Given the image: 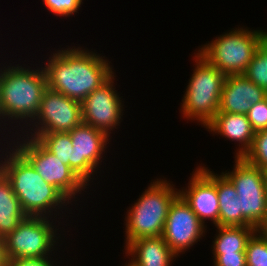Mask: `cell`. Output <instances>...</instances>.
<instances>
[{"label": "cell", "instance_id": "obj_33", "mask_svg": "<svg viewBox=\"0 0 267 266\" xmlns=\"http://www.w3.org/2000/svg\"><path fill=\"white\" fill-rule=\"evenodd\" d=\"M123 266H136L133 262H131L130 260H128V262L126 261L125 265Z\"/></svg>", "mask_w": 267, "mask_h": 266}, {"label": "cell", "instance_id": "obj_1", "mask_svg": "<svg viewBox=\"0 0 267 266\" xmlns=\"http://www.w3.org/2000/svg\"><path fill=\"white\" fill-rule=\"evenodd\" d=\"M51 51L44 63L47 85L52 90L82 102L115 72L110 61L98 52L79 45ZM96 52V53H95Z\"/></svg>", "mask_w": 267, "mask_h": 266}, {"label": "cell", "instance_id": "obj_13", "mask_svg": "<svg viewBox=\"0 0 267 266\" xmlns=\"http://www.w3.org/2000/svg\"><path fill=\"white\" fill-rule=\"evenodd\" d=\"M206 233L207 226L179 194L168 211L162 234L164 241L178 258L205 237Z\"/></svg>", "mask_w": 267, "mask_h": 266}, {"label": "cell", "instance_id": "obj_9", "mask_svg": "<svg viewBox=\"0 0 267 266\" xmlns=\"http://www.w3.org/2000/svg\"><path fill=\"white\" fill-rule=\"evenodd\" d=\"M234 159L233 170L222 173L232 182L240 199L242 226L258 229L267 217V187L262 170L243 158Z\"/></svg>", "mask_w": 267, "mask_h": 266}, {"label": "cell", "instance_id": "obj_2", "mask_svg": "<svg viewBox=\"0 0 267 266\" xmlns=\"http://www.w3.org/2000/svg\"><path fill=\"white\" fill-rule=\"evenodd\" d=\"M6 63L5 66L0 63L3 65L0 67V128L13 135L22 132L34 120L48 85L43 64H35L39 65L35 68L34 64L30 67L28 64Z\"/></svg>", "mask_w": 267, "mask_h": 266}, {"label": "cell", "instance_id": "obj_11", "mask_svg": "<svg viewBox=\"0 0 267 266\" xmlns=\"http://www.w3.org/2000/svg\"><path fill=\"white\" fill-rule=\"evenodd\" d=\"M114 81L115 73L81 102L83 123L106 133L109 137L114 133L112 131L118 129L125 115L124 101L115 90Z\"/></svg>", "mask_w": 267, "mask_h": 266}, {"label": "cell", "instance_id": "obj_19", "mask_svg": "<svg viewBox=\"0 0 267 266\" xmlns=\"http://www.w3.org/2000/svg\"><path fill=\"white\" fill-rule=\"evenodd\" d=\"M216 191L219 199V226H242L240 199L232 182L216 173Z\"/></svg>", "mask_w": 267, "mask_h": 266}, {"label": "cell", "instance_id": "obj_27", "mask_svg": "<svg viewBox=\"0 0 267 266\" xmlns=\"http://www.w3.org/2000/svg\"><path fill=\"white\" fill-rule=\"evenodd\" d=\"M213 266H246L245 253L213 254Z\"/></svg>", "mask_w": 267, "mask_h": 266}, {"label": "cell", "instance_id": "obj_23", "mask_svg": "<svg viewBox=\"0 0 267 266\" xmlns=\"http://www.w3.org/2000/svg\"><path fill=\"white\" fill-rule=\"evenodd\" d=\"M246 266H267V238L258 230L246 245Z\"/></svg>", "mask_w": 267, "mask_h": 266}, {"label": "cell", "instance_id": "obj_29", "mask_svg": "<svg viewBox=\"0 0 267 266\" xmlns=\"http://www.w3.org/2000/svg\"><path fill=\"white\" fill-rule=\"evenodd\" d=\"M6 260L4 258V246H3V238L0 237V266H5Z\"/></svg>", "mask_w": 267, "mask_h": 266}, {"label": "cell", "instance_id": "obj_32", "mask_svg": "<svg viewBox=\"0 0 267 266\" xmlns=\"http://www.w3.org/2000/svg\"><path fill=\"white\" fill-rule=\"evenodd\" d=\"M2 133V134H1ZM8 133H4V132H2V130L0 129V135H5V137L4 136H1V139H0V141L3 139V142L5 141V138H6V140L8 139V136H10V135H7ZM2 137H4V138H2Z\"/></svg>", "mask_w": 267, "mask_h": 266}, {"label": "cell", "instance_id": "obj_6", "mask_svg": "<svg viewBox=\"0 0 267 266\" xmlns=\"http://www.w3.org/2000/svg\"><path fill=\"white\" fill-rule=\"evenodd\" d=\"M247 28H232L195 51L225 76L243 75L259 44L267 36L262 28Z\"/></svg>", "mask_w": 267, "mask_h": 266}, {"label": "cell", "instance_id": "obj_17", "mask_svg": "<svg viewBox=\"0 0 267 266\" xmlns=\"http://www.w3.org/2000/svg\"><path fill=\"white\" fill-rule=\"evenodd\" d=\"M124 249V257L136 266H171L177 257L162 236L138 238Z\"/></svg>", "mask_w": 267, "mask_h": 266}, {"label": "cell", "instance_id": "obj_15", "mask_svg": "<svg viewBox=\"0 0 267 266\" xmlns=\"http://www.w3.org/2000/svg\"><path fill=\"white\" fill-rule=\"evenodd\" d=\"M267 92L244 75H228L224 80L218 113L246 114Z\"/></svg>", "mask_w": 267, "mask_h": 266}, {"label": "cell", "instance_id": "obj_21", "mask_svg": "<svg viewBox=\"0 0 267 266\" xmlns=\"http://www.w3.org/2000/svg\"><path fill=\"white\" fill-rule=\"evenodd\" d=\"M36 138L49 152L73 170V145L69 132H47L44 134H21Z\"/></svg>", "mask_w": 267, "mask_h": 266}, {"label": "cell", "instance_id": "obj_25", "mask_svg": "<svg viewBox=\"0 0 267 266\" xmlns=\"http://www.w3.org/2000/svg\"><path fill=\"white\" fill-rule=\"evenodd\" d=\"M53 15L57 17H70L77 14L83 4V0H42Z\"/></svg>", "mask_w": 267, "mask_h": 266}, {"label": "cell", "instance_id": "obj_31", "mask_svg": "<svg viewBox=\"0 0 267 266\" xmlns=\"http://www.w3.org/2000/svg\"><path fill=\"white\" fill-rule=\"evenodd\" d=\"M261 170H262L264 181L267 187V166L263 167Z\"/></svg>", "mask_w": 267, "mask_h": 266}, {"label": "cell", "instance_id": "obj_12", "mask_svg": "<svg viewBox=\"0 0 267 266\" xmlns=\"http://www.w3.org/2000/svg\"><path fill=\"white\" fill-rule=\"evenodd\" d=\"M73 145V171L88 186L93 182L95 174L105 160V150L112 137L106 133L81 123L69 132ZM104 158V159H103ZM99 168V169H98ZM93 177V178H92ZM92 179V182H90Z\"/></svg>", "mask_w": 267, "mask_h": 266}, {"label": "cell", "instance_id": "obj_30", "mask_svg": "<svg viewBox=\"0 0 267 266\" xmlns=\"http://www.w3.org/2000/svg\"><path fill=\"white\" fill-rule=\"evenodd\" d=\"M257 230L267 238V217L263 224Z\"/></svg>", "mask_w": 267, "mask_h": 266}, {"label": "cell", "instance_id": "obj_24", "mask_svg": "<svg viewBox=\"0 0 267 266\" xmlns=\"http://www.w3.org/2000/svg\"><path fill=\"white\" fill-rule=\"evenodd\" d=\"M242 158L260 169L267 166V129L255 132L252 145Z\"/></svg>", "mask_w": 267, "mask_h": 266}, {"label": "cell", "instance_id": "obj_26", "mask_svg": "<svg viewBox=\"0 0 267 266\" xmlns=\"http://www.w3.org/2000/svg\"><path fill=\"white\" fill-rule=\"evenodd\" d=\"M254 132L267 129V96L260 102L251 105L246 113Z\"/></svg>", "mask_w": 267, "mask_h": 266}, {"label": "cell", "instance_id": "obj_14", "mask_svg": "<svg viewBox=\"0 0 267 266\" xmlns=\"http://www.w3.org/2000/svg\"><path fill=\"white\" fill-rule=\"evenodd\" d=\"M204 164L193 170L186 188L179 194L190 205L198 219L206 226L207 220L219 226V199L216 191V173ZM206 221V223H205Z\"/></svg>", "mask_w": 267, "mask_h": 266}, {"label": "cell", "instance_id": "obj_5", "mask_svg": "<svg viewBox=\"0 0 267 266\" xmlns=\"http://www.w3.org/2000/svg\"><path fill=\"white\" fill-rule=\"evenodd\" d=\"M193 74L190 76L180 104L182 118L205 127L218 113L222 87L226 76L194 53Z\"/></svg>", "mask_w": 267, "mask_h": 266}, {"label": "cell", "instance_id": "obj_22", "mask_svg": "<svg viewBox=\"0 0 267 266\" xmlns=\"http://www.w3.org/2000/svg\"><path fill=\"white\" fill-rule=\"evenodd\" d=\"M243 75L267 92V36L259 44Z\"/></svg>", "mask_w": 267, "mask_h": 266}, {"label": "cell", "instance_id": "obj_4", "mask_svg": "<svg viewBox=\"0 0 267 266\" xmlns=\"http://www.w3.org/2000/svg\"><path fill=\"white\" fill-rule=\"evenodd\" d=\"M151 181L125 213L124 248L141 237L162 236L169 208L179 195V189L164 176Z\"/></svg>", "mask_w": 267, "mask_h": 266}, {"label": "cell", "instance_id": "obj_8", "mask_svg": "<svg viewBox=\"0 0 267 266\" xmlns=\"http://www.w3.org/2000/svg\"><path fill=\"white\" fill-rule=\"evenodd\" d=\"M7 141L33 166L34 170L47 183L56 187L71 203L75 201V206L76 201L80 200L79 196L87 192L84 190L89 187L74 173L70 166L62 163L36 138L23 136L19 133L10 135Z\"/></svg>", "mask_w": 267, "mask_h": 266}, {"label": "cell", "instance_id": "obj_7", "mask_svg": "<svg viewBox=\"0 0 267 266\" xmlns=\"http://www.w3.org/2000/svg\"><path fill=\"white\" fill-rule=\"evenodd\" d=\"M60 222L51 217L27 216L3 239L5 260L44 258L51 255L58 260L55 253L60 248L56 246L63 245L61 237L64 235L58 233L61 232Z\"/></svg>", "mask_w": 267, "mask_h": 266}, {"label": "cell", "instance_id": "obj_20", "mask_svg": "<svg viewBox=\"0 0 267 266\" xmlns=\"http://www.w3.org/2000/svg\"><path fill=\"white\" fill-rule=\"evenodd\" d=\"M212 254L245 253L246 245L257 231L253 226H215Z\"/></svg>", "mask_w": 267, "mask_h": 266}, {"label": "cell", "instance_id": "obj_18", "mask_svg": "<svg viewBox=\"0 0 267 266\" xmlns=\"http://www.w3.org/2000/svg\"><path fill=\"white\" fill-rule=\"evenodd\" d=\"M26 217L11 183L0 171V237L4 239Z\"/></svg>", "mask_w": 267, "mask_h": 266}, {"label": "cell", "instance_id": "obj_28", "mask_svg": "<svg viewBox=\"0 0 267 266\" xmlns=\"http://www.w3.org/2000/svg\"><path fill=\"white\" fill-rule=\"evenodd\" d=\"M57 262L58 261H56L52 256H50L44 258L6 260L5 266H59L57 264H60L61 262Z\"/></svg>", "mask_w": 267, "mask_h": 266}, {"label": "cell", "instance_id": "obj_16", "mask_svg": "<svg viewBox=\"0 0 267 266\" xmlns=\"http://www.w3.org/2000/svg\"><path fill=\"white\" fill-rule=\"evenodd\" d=\"M204 128L212 135H220L226 140L235 141V144L237 142L234 157L238 158L250 149L255 134L246 114L217 113Z\"/></svg>", "mask_w": 267, "mask_h": 266}, {"label": "cell", "instance_id": "obj_10", "mask_svg": "<svg viewBox=\"0 0 267 266\" xmlns=\"http://www.w3.org/2000/svg\"><path fill=\"white\" fill-rule=\"evenodd\" d=\"M82 122L81 102L47 87L43 93L36 117L19 133L70 132Z\"/></svg>", "mask_w": 267, "mask_h": 266}, {"label": "cell", "instance_id": "obj_3", "mask_svg": "<svg viewBox=\"0 0 267 266\" xmlns=\"http://www.w3.org/2000/svg\"><path fill=\"white\" fill-rule=\"evenodd\" d=\"M2 141L0 171L11 183L12 190L27 216L54 217L56 220L67 217L65 212L68 209L71 211L69 204H73L56 187L47 183L7 140L4 144ZM62 210H65V215Z\"/></svg>", "mask_w": 267, "mask_h": 266}]
</instances>
